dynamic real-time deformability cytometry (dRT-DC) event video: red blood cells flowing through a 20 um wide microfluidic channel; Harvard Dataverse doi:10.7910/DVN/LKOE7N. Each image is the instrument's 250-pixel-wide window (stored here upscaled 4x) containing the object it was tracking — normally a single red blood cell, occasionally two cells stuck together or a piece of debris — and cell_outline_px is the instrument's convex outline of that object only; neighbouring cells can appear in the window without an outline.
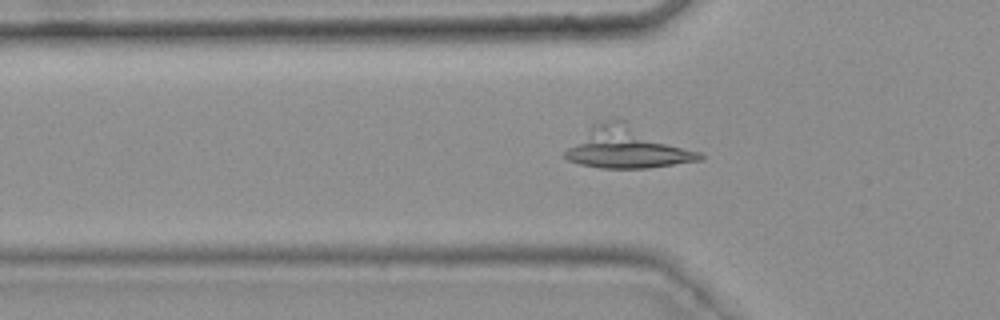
{"species": "common noctule bat (a hibernating species)", "species_latin": "Nyctalus noctula", "temperature_condition": "warm", "stored_images_in_passage": 52, "segment_of_instrument_passage": [2, 2], "camera_frame_rate_fps": 3000, "um_per_image_px": 0.085, "animal": {"sex": "female", "body_mass_g": 25.1}, "frame": {"image": 1, "passage_image": 20, "time_ms": 6.333, "image_size_px": [1000, 320], "cell_outline_px": [[704, 160], [648, 168], [600, 168], [580, 164], [568, 160], [564, 156], [564, 152], [596, 120], [624, 120], [700, 152], [704, 156]], "centroid_in_image_um": [53.3, 12.54], "position_along_channel_um": 72.5, "area_um2": 32.37}}
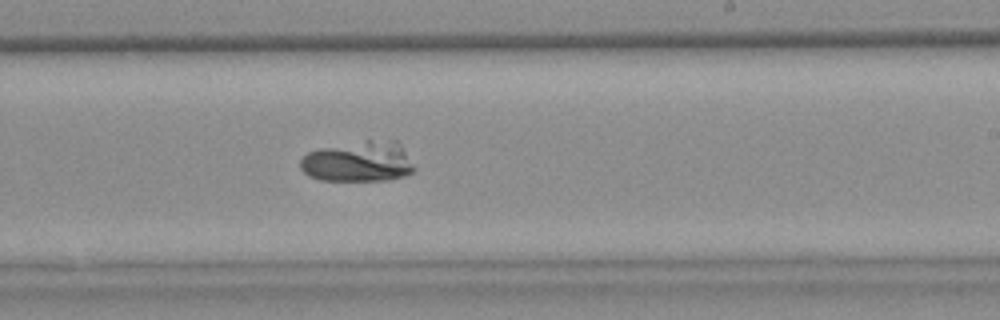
{"frame": {"image": 2, "passage_image": 35, "time_ms": 11.333, "image_size_px": [1000, 320], "cell_outline_px": [[416, 168], [412, 172], [404, 176], [388, 180], [320, 180], [308, 176], [300, 168], [300, 160], [308, 152], [320, 148], [388, 140], [396, 140], [400, 144]], "centroid_in_image_um": [30.46, 13.77], "position_along_channel_um": 258.5, "area_um2": 26.36}}
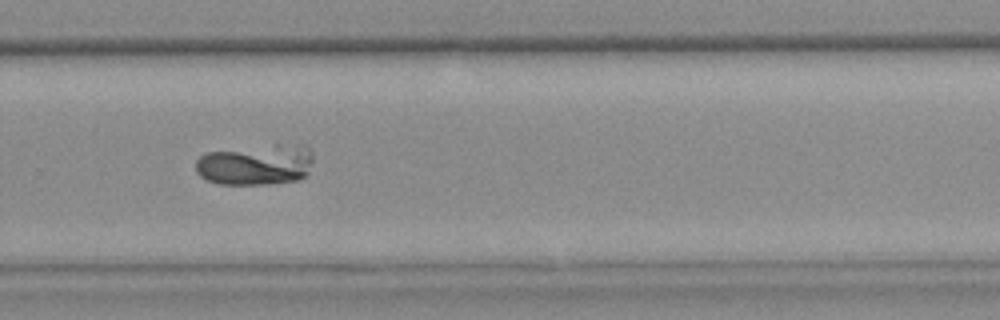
{"frame": {"image": 3, "passage_image": 39, "time_ms": 12.667, "image_size_px": [1000, 320], "cell_outline_px": [[312, 160], [308, 176], [296, 180], [268, 184], [216, 184], [200, 176], [196, 172], [196, 160], [204, 152], [272, 144], [304, 144], [312, 152]], "centroid_in_image_um": [21.75, 13.98], "position_along_channel_um": 308.1, "area_um2": 28.5}}